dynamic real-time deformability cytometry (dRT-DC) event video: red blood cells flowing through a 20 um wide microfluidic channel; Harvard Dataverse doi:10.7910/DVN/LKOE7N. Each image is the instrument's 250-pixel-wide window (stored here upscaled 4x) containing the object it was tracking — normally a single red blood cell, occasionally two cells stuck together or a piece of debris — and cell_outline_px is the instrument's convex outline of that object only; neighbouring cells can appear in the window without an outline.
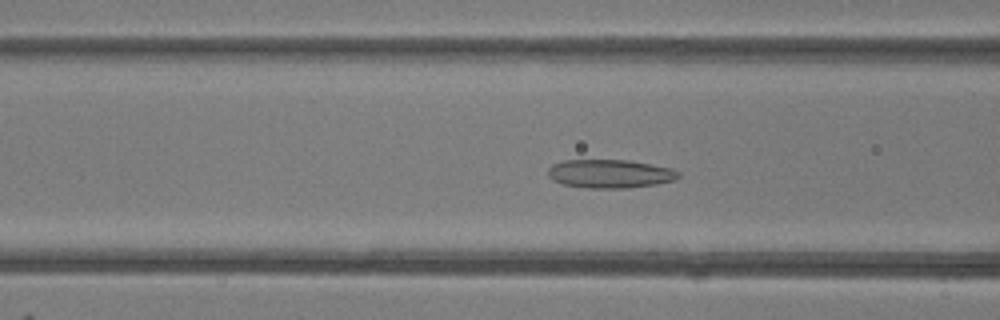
{"species": "common noctule bat (a hibernating species)", "species_latin": "Nyctalus noctula", "temperature_condition": "room temperature", "stored_images_in_passage": 50, "camera_frame_rate_fps": 3000, "um_per_image_px": 0.085, "animal": {"sex": "female"}, "frame": {"image": 1, "passage_image": 19, "time_ms": 6.0, "image_size_px": [1000, 320], "cell_outline_px": [[680, 176], [676, 180], [656, 184], [628, 188], [588, 188], [564, 184], [552, 180], [548, 176], [548, 168], [552, 164], [564, 160], [628, 160], [672, 168], [680, 172]], "centroid_in_image_um": [51.86, 14.77], "position_along_channel_um": 114.7, "area_um2": 21.79}}
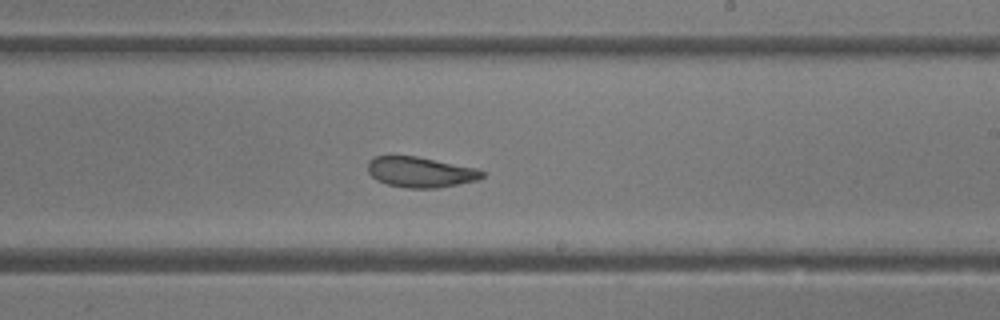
{"frame": {"image": 2, "passage_image": 29, "time_ms": 9.333, "image_size_px": [1000, 320], "cell_outline_px": [[484, 176], [480, 180], [436, 188], [408, 188], [388, 184], [376, 180], [368, 172], [368, 160], [376, 156], [416, 156], [480, 168], [484, 172]], "centroid_in_image_um": [35.78, 14.62], "position_along_channel_um": 253.2, "area_um2": 20.46}}
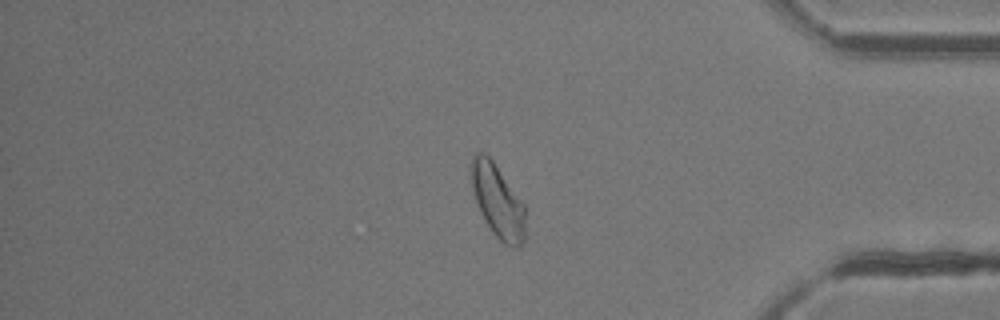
{"frame": {"image": 3, "passage_image": 41, "time_ms": 13.333, "image_size_px": [1000, 320], "cell_outline_px": [[524, 244], [520, 248], [512, 248], [504, 244], [492, 232], [480, 212], [476, 204], [472, 188], [468, 168], [472, 156], [476, 152], [484, 152], [492, 160], [524, 204]], "centroid_in_image_um": [42.26, 17.08], "position_along_channel_um": 392.9, "area_um2": 23.35}, "authors_computed_cell_mechanics": {"area_um2": 23.0911, "velocity_mm_per_s": 4.1551, "shape_relaxation_time_tau1_ms": null, "shape_relaxation_time_tau2_ms": 1.751, "deformation_change_tau1": null, "deformation_change_tau2": 0.0754}}